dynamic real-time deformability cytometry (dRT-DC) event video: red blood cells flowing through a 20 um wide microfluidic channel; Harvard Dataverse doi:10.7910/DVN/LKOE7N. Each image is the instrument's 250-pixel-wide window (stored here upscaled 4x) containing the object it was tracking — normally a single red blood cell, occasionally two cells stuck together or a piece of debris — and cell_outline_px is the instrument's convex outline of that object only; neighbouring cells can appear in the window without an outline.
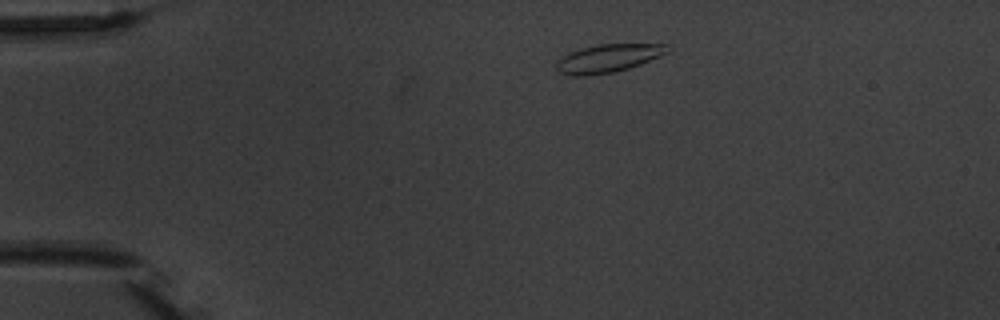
{"species": "common noctule bat (a hibernating species)", "species_latin": "Nyctalus noctula", "temperature_condition": "warm", "stored_images_in_passage": 8, "camera_frame_rate_fps": 3000, "um_per_image_px": 0.085, "animal": {"sex": "male", "body_mass_g": 20.1, "forearm_length_mm": 53.5}, "frame": {"image": 1, "passage_image": 1, "time_ms": 0.0, "image_size_px": [1000, 320], "cell_outline_px": [[668, 52], [660, 56], [640, 64], [628, 68], [612, 72], [588, 76], [576, 76], [560, 72], [556, 68], [556, 60], [560, 56], [596, 44], [668, 44]], "centroid_in_image_um": [51.67, 4.95], "position_along_channel_um": 33.3, "area_um2": 18.03}}
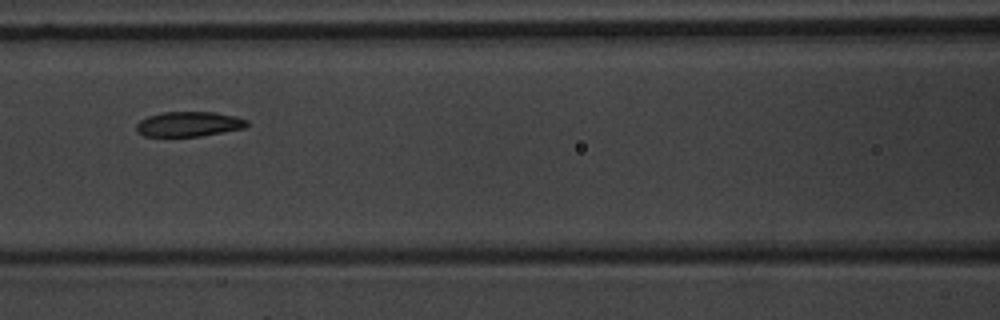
{"frame": {"image": 2, "passage_image": 5, "time_ms": 4.667, "image_size_px": [1000, 320], "cell_outline_px": [[248, 124], [244, 128], [200, 136], [144, 136], [136, 132], [136, 124], [140, 120], [148, 116], [164, 112], [216, 112], [236, 116], [248, 120]], "centroid_in_image_um": [16.04, 10.54], "position_along_channel_um": 150.6, "area_um2": 16.07}}
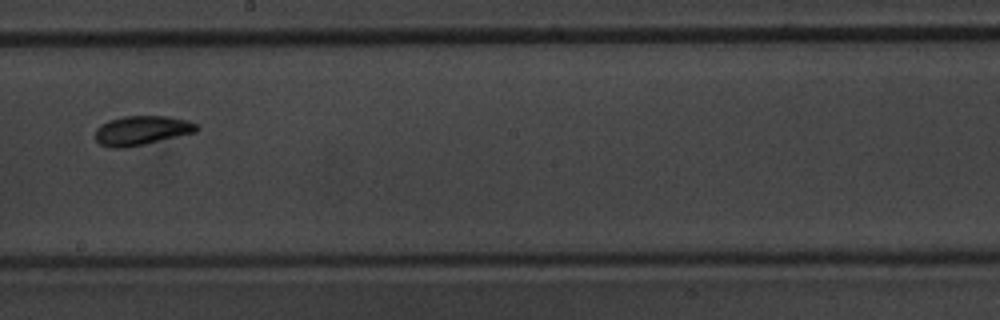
{"frame": {"image": 3, "passage_image": 7, "time_ms": 7.0, "image_size_px": [1000, 320], "cell_outline_px": [[200, 128], [196, 132], [128, 148], [112, 148], [100, 144], [96, 140], [96, 128], [100, 124], [108, 120], [124, 116], [168, 116], [188, 120], [196, 124]], "centroid_in_image_um": [12.04, 11.09], "position_along_channel_um": 236.2, "area_um2": 17.46}}